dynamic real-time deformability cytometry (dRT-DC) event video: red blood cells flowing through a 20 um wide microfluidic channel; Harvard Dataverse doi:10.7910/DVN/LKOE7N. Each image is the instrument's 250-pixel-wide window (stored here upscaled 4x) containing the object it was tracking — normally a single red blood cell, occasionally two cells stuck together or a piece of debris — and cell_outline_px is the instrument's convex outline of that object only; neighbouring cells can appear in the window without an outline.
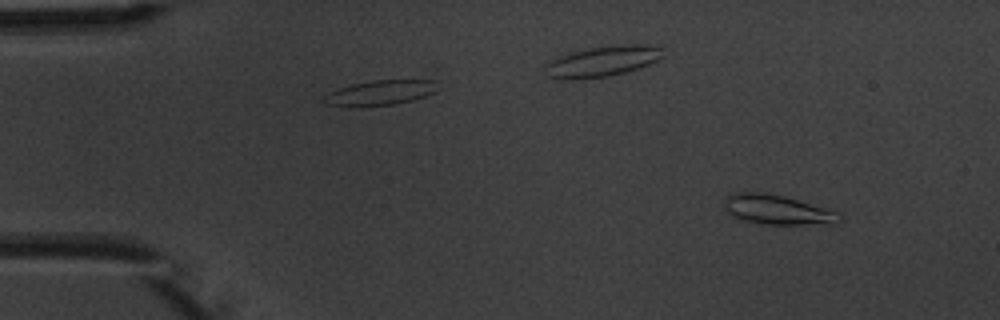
{"species": "common noctule bat (a hibernating species)", "species_latin": "Nyctalus noctula", "temperature_condition": "warm", "stored_images_in_passage": 4, "camera_frame_rate_fps": 3000, "um_per_image_px": 0.085, "animal": {"sex": "male", "body_mass_g": 20.1, "forearm_length_mm": 53.5}, "frame": {"image": 1, "passage_image": 1, "time_ms": 0.0, "image_size_px": [1000, 320], "cell_outline_px": [[844, 220], [832, 224], [764, 224], [740, 220], [732, 216], [724, 208], [724, 200], [728, 196], [736, 192], [764, 192], [784, 196], [824, 208], [836, 212]], "centroid_in_image_um": [66.03, 17.83], "position_along_channel_um": 19.0, "area_um2": 19.77}}